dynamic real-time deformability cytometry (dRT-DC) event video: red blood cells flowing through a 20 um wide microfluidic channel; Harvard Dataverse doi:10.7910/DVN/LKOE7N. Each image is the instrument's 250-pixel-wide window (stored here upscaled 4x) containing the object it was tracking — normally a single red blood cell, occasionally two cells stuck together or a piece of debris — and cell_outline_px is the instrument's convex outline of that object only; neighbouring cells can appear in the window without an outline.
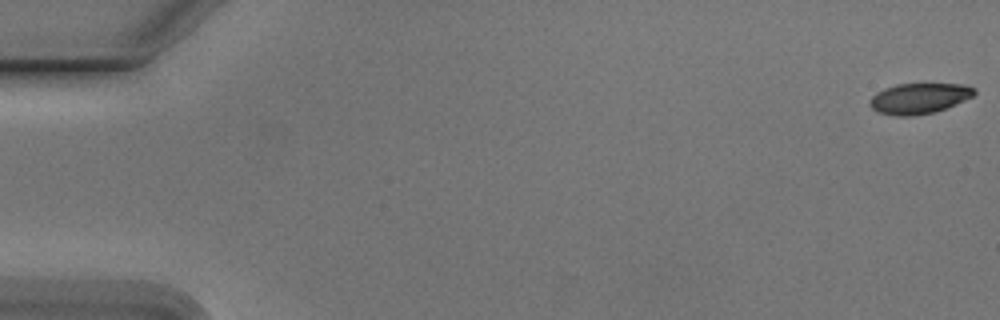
{"species": "Egyptian fruit bat (a non-hibernating species)", "species_latin": "Rousettus aegyptiacus", "temperature_condition": "cold", "stored_images_in_passage": 48, "camera_frame_rate_fps": 3000, "um_per_image_px": 0.085, "animal": {"sex": "male"}, "frame": {"image": 1, "passage_image": 1, "time_ms": 0.0, "image_size_px": [1000, 320], "cell_outline_px": [[976, 92], [972, 96], [956, 104], [932, 112], [912, 116], [896, 116], [876, 112], [868, 104], [872, 96], [876, 92], [884, 88], [896, 84], [964, 84], [976, 88]], "centroid_in_image_um": [78.09, 8.36], "position_along_channel_um": 6.9, "area_um2": 18.61}}
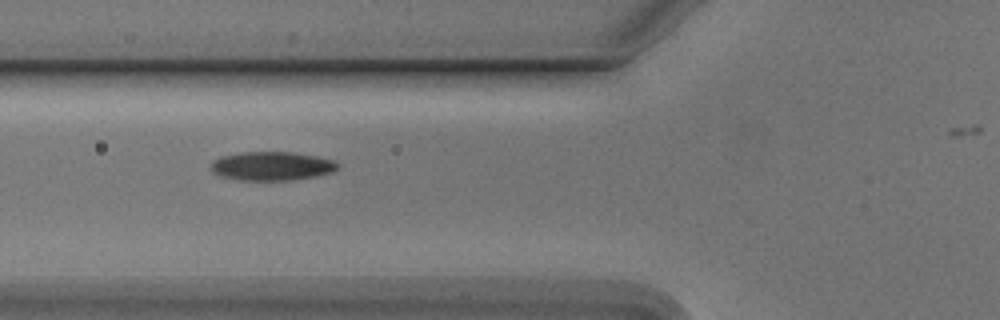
{"frame": {"image": 2, "passage_image": 21, "time_ms": 6.667, "image_size_px": [1000, 320], "cell_outline_px": [[340, 164], [332, 172], [316, 176], [292, 180], [236, 180], [220, 176], [212, 172], [212, 160], [220, 156], [240, 152], [292, 152], [316, 156], [332, 160]], "centroid_in_image_um": [23.07, 14.11], "position_along_channel_um": 102.7, "area_um2": 21.33}}
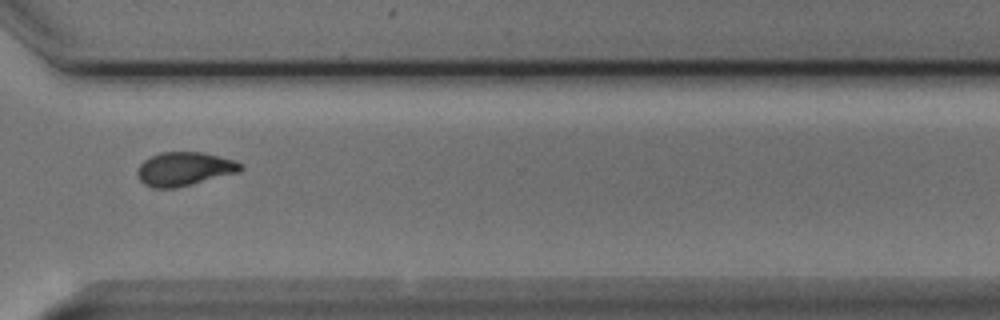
{"frame": {"image": 3, "passage_image": 41, "time_ms": 13.333, "image_size_px": [1000, 320], "cell_outline_px": [[244, 168], [240, 172], [176, 188], [152, 188], [144, 184], [136, 176], [136, 172], [140, 164], [144, 160], [160, 152], [204, 152], [220, 156], [244, 164]], "centroid_in_image_um": [15.67, 14.36], "position_along_channel_um": 354.9, "area_um2": 20.46}}